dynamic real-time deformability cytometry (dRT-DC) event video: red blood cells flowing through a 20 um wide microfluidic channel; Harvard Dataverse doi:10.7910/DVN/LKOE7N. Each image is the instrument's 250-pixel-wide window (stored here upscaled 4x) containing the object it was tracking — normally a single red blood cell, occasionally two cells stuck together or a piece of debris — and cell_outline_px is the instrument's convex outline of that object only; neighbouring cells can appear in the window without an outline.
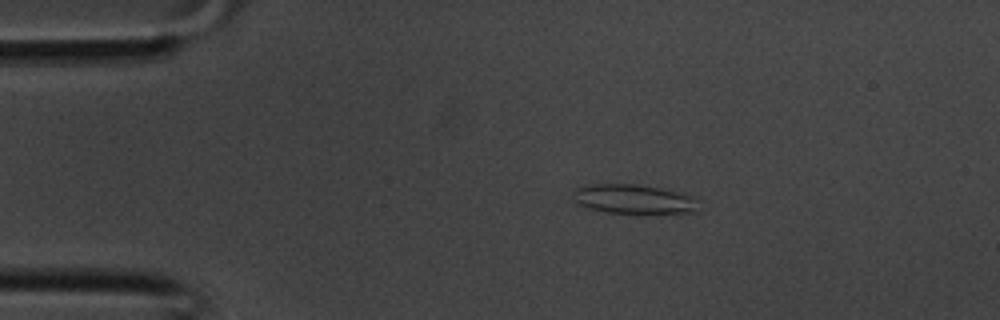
{"species": "common noctule bat (a hibernating species)", "species_latin": "Nyctalus noctula", "temperature_condition": "room temperature", "stored_images_in_passage": 31, "camera_frame_rate_fps": 3000, "um_per_image_px": 0.085, "animal": {"sex": "male", "body_mass_g": 20.1, "forearm_length_mm": 53.5}, "frame": {"image": 1, "passage_image": 1, "time_ms": 0.0, "image_size_px": [1000, 320], "cell_outline_px": [[700, 212], [604, 212], [588, 208], [576, 204], [572, 200], [572, 192], [576, 188], [588, 184], [636, 184], [660, 188], [692, 196]], "centroid_in_image_um": [53.75, 16.91], "position_along_channel_um": 31.3, "area_um2": 21.15}}
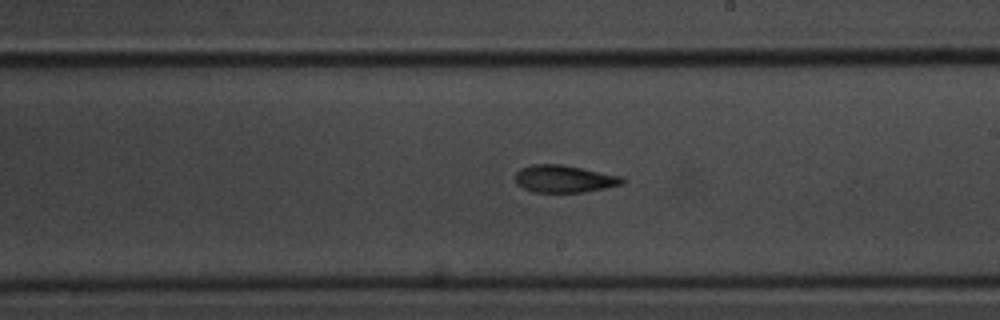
{"frame": {"image": 2, "passage_image": 15, "time_ms": 4.667, "image_size_px": [1000, 320], "cell_outline_px": [[628, 180], [624, 184], [584, 192], [532, 192], [516, 184], [516, 172], [520, 168], [532, 164], [564, 164], [624, 176]], "centroid_in_image_um": [48.01, 15.19], "position_along_channel_um": 241.0, "area_um2": 17.4}}
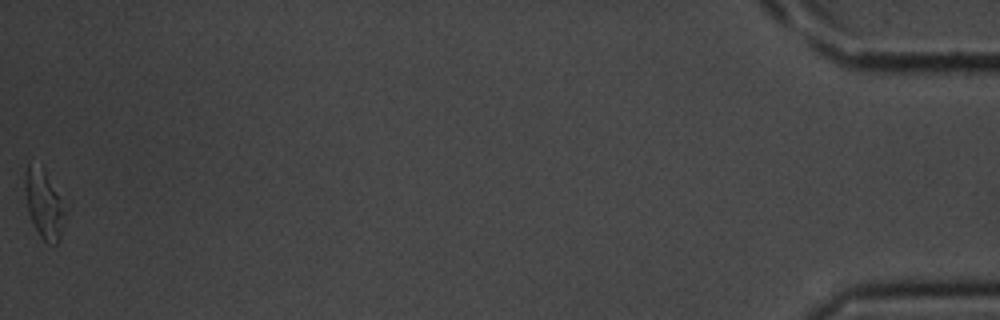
{"frame": {"image": 3, "passage_image": 31, "time_ms": 10.0, "image_size_px": [1000, 320], "cell_outline_px": [[68, 208], [60, 240], [56, 244], [48, 244], [40, 236], [28, 212], [24, 192], [24, 172], [28, 160], [44, 168]], "centroid_in_image_um": [3.76, 17.3], "position_along_channel_um": 431.4, "area_um2": 16.82}}